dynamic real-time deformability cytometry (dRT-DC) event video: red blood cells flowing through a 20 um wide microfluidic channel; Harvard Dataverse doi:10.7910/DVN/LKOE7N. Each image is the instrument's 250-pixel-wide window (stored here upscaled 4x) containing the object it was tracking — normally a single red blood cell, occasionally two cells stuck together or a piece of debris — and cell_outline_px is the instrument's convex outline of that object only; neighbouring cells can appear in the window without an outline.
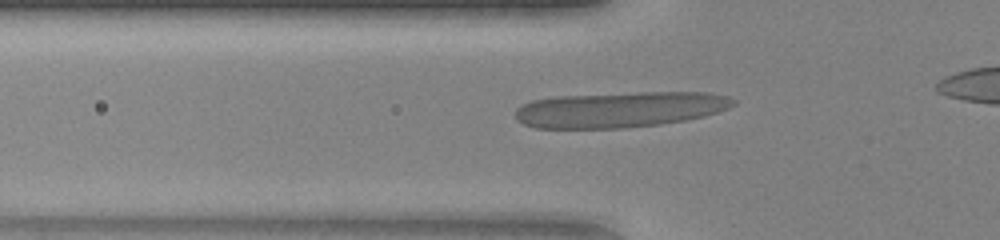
{"species": "human", "species_latin": "Homo sapiens", "temperature_condition": "warm", "stored_images_in_passage": 37, "camera_frame_rate_fps": 3000, "um_per_image_px": 0.085, "donor": {"sex": "female"}, "frame": {"image": 1, "passage_image": 7, "time_ms": 2.0, "image_size_px": [1000, 240], "cell_outline_px": [[736, 104], [728, 108], [704, 116], [684, 120], [660, 124], [624, 128], [536, 128], [524, 124], [516, 120], [516, 108], [532, 100], [556, 96], [640, 92], [708, 92], [728, 96], [736, 100]], "centroid_in_image_um": [52.69, 9.3], "position_along_channel_um": 73.1, "area_um2": 45.37}}
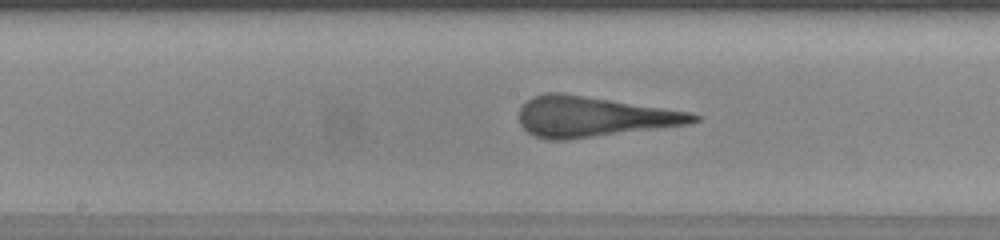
{"frame": {"image": 2, "passage_image": 16, "time_ms": 5.0, "image_size_px": [1000, 240], "cell_outline_px": [[700, 120], [692, 124], [568, 140], [544, 140], [528, 132], [520, 124], [520, 108], [532, 96], [544, 92], [564, 92], [692, 112], [700, 116]], "centroid_in_image_um": [50.47, 9.91], "position_along_channel_um": 197.7, "area_um2": 41.5}}
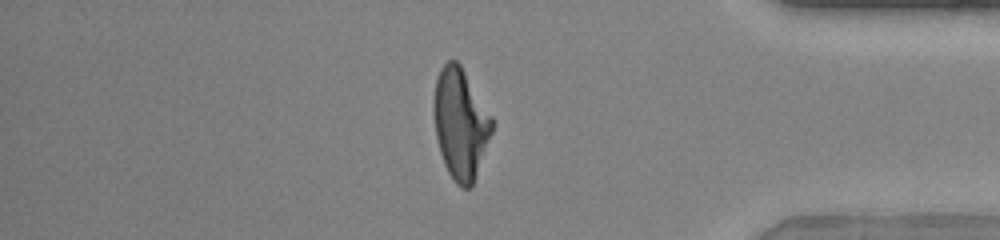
{"frame": {"image": 3, "passage_image": 32, "time_ms": 10.333, "image_size_px": [1000, 240], "cell_outline_px": [[492, 132], [472, 188], [460, 188], [452, 180], [444, 164], [440, 152], [436, 136], [432, 112], [432, 104], [436, 80], [440, 68], [448, 60], [456, 60], [460, 64], [492, 116]], "centroid_in_image_um": [39.12, 10.53], "position_along_channel_um": 396.1, "area_um2": 37.74}}